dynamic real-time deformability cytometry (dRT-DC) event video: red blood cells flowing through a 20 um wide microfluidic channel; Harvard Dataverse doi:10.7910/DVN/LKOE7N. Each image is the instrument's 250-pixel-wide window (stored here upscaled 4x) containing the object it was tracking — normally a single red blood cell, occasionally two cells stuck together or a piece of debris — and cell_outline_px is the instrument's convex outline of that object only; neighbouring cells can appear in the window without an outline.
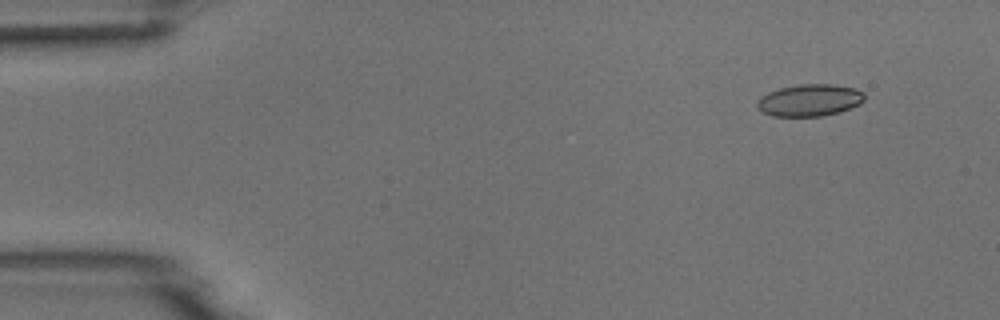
{"species": "common noctule bat (a hibernating species)", "species_latin": "Nyctalus noctula", "temperature_condition": "room temperature", "stored_images_in_passage": 5, "segment_of_instrument_passage": [2, 2], "camera_frame_rate_fps": 3000, "um_per_image_px": 0.085, "animal": {"sex": "male", "body_mass_g": 18.8}, "frame": {"image": 1, "passage_image": 5, "time_ms": 5.333, "image_size_px": [1000, 320], "cell_outline_px": [[864, 100], [860, 104], [836, 112], [820, 116], [772, 116], [764, 112], [756, 104], [756, 100], [760, 96], [768, 92], [780, 88], [800, 84], [832, 84], [856, 88], [864, 92]], "centroid_in_image_um": [68.81, 8.5], "position_along_channel_um": 16.2, "area_um2": 19.88}}